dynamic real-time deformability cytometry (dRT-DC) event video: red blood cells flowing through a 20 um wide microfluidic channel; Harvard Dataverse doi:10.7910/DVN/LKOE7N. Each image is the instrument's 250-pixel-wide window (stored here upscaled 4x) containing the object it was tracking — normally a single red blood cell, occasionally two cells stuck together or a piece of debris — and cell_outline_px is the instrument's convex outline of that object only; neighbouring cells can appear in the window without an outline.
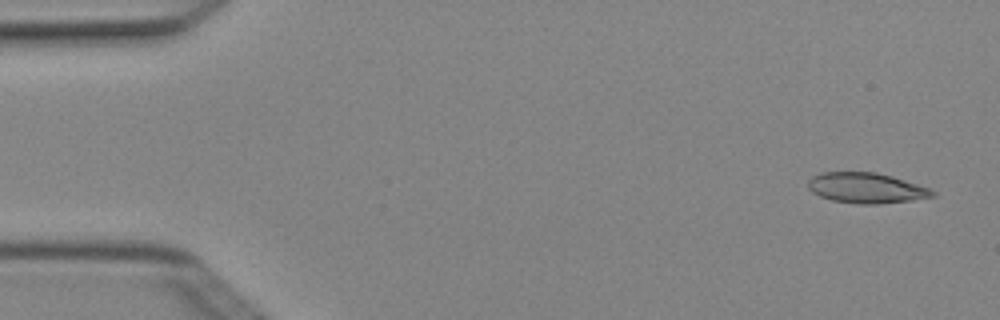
{"species": "Egyptian fruit bat (a non-hibernating species)", "species_latin": "Rousettus aegyptiacus", "temperature_condition": "cold", "stored_images_in_passage": 3, "camera_frame_rate_fps": 3000, "um_per_image_px": 0.085, "animal": {"sex": "female"}, "frame": {"image": 1, "passage_image": 1, "time_ms": 0.0, "image_size_px": [1000, 320], "cell_outline_px": [[936, 196], [912, 200], [880, 204], [856, 204], [832, 200], [820, 196], [812, 192], [808, 188], [808, 180], [812, 176], [824, 172], [876, 172], [892, 176], [928, 188], [936, 192]], "centroid_in_image_um": [73.62, 15.98], "position_along_channel_um": 11.4, "area_um2": 22.02}}
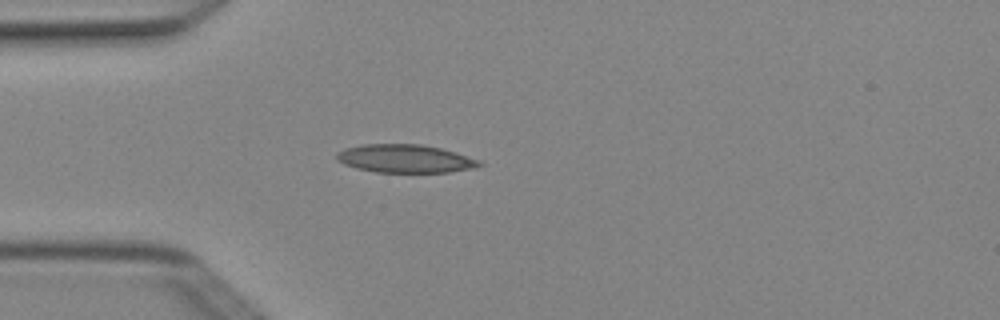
{"frame": {"image": 2, "passage_image": 3, "time_ms": 0.667, "image_size_px": [1000, 320], "cell_outline_px": [[484, 164], [476, 168], [448, 172], [376, 172], [356, 168], [344, 164], [336, 160], [336, 152], [344, 148], [364, 144], [420, 144], [440, 148], [456, 152], [480, 160]], "centroid_in_image_um": [34.44, 13.48], "position_along_channel_um": 50.6, "area_um2": 23.58}}